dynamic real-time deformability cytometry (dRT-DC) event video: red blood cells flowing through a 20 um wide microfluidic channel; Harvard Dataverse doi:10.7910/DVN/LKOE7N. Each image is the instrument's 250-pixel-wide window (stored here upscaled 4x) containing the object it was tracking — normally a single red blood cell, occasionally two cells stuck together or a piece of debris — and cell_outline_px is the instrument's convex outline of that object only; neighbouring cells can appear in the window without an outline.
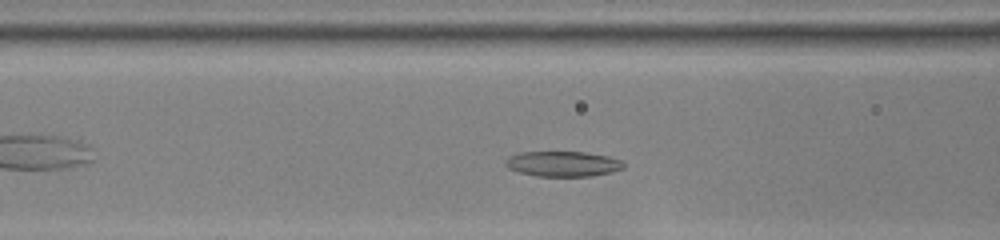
{"species": "common noctule bat (a hibernating species)", "species_latin": "Nyctalus noctula", "temperature_condition": "room temperature", "stored_images_in_passage": 35, "camera_frame_rate_fps": 3000, "um_per_image_px": 0.085, "animal": {"sex": "female", "body_mass_g": 22.0, "forearm_length_mm": 56.7}, "frame": {"image": 1, "passage_image": 8, "time_ms": 2.333, "image_size_px": [1000, 240], "cell_outline_px": [[624, 168], [612, 172], [592, 176], [536, 176], [520, 172], [508, 168], [504, 164], [504, 160], [508, 156], [520, 152], [584, 152], [608, 156], [620, 160], [624, 164]], "centroid_in_image_um": [47.82, 13.92], "position_along_channel_um": 118.8, "area_um2": 17.46}}
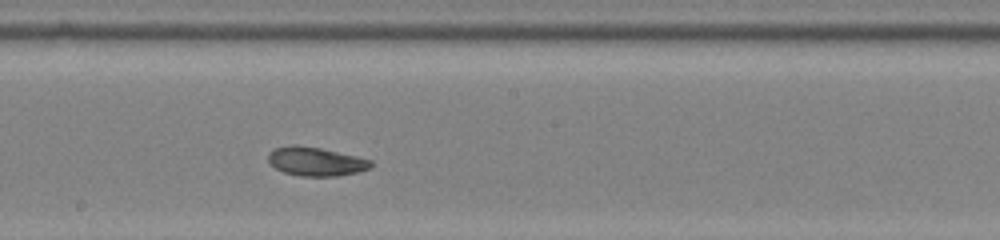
{"frame": {"image": 2, "passage_image": 16, "time_ms": 5.0, "image_size_px": [1000, 240], "cell_outline_px": [[372, 168], [356, 172], [336, 176], [300, 176], [284, 172], [276, 168], [268, 160], [268, 152], [276, 148], [320, 148], [356, 156], [372, 160]], "centroid_in_image_um": [26.91, 13.77], "position_along_channel_um": 221.3, "area_um2": 16.47}}
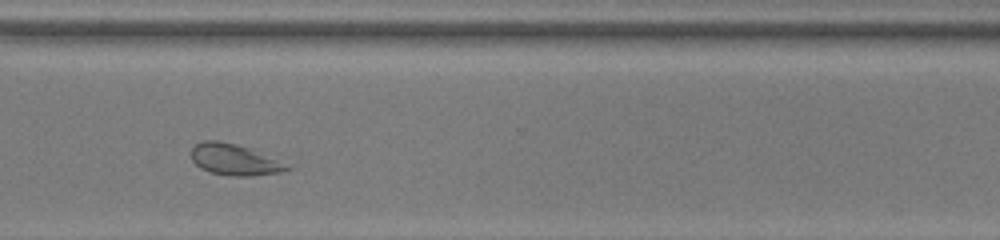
{"frame": {"image": 3, "passage_image": 26, "time_ms": 8.333, "image_size_px": [1000, 240], "cell_outline_px": [[292, 168], [280, 172], [252, 176], [232, 176], [208, 172], [200, 168], [192, 160], [192, 148], [196, 144], [204, 140], [216, 140], [236, 144], [252, 148]], "centroid_in_image_um": [19.88, 13.57], "position_along_channel_um": 350.7, "area_um2": 17.22}, "authors_computed_cell_mechanics": {"area_um2": 17.6868, "velocity_mm_per_s": 3.8605, "shape_relaxation_time_tau1_ms": 6.0682, "shape_relaxation_time_tau2_ms": 3.1217, "deformation_change_tau1": 0.1676, "deformation_change_tau2": 0.0936}}